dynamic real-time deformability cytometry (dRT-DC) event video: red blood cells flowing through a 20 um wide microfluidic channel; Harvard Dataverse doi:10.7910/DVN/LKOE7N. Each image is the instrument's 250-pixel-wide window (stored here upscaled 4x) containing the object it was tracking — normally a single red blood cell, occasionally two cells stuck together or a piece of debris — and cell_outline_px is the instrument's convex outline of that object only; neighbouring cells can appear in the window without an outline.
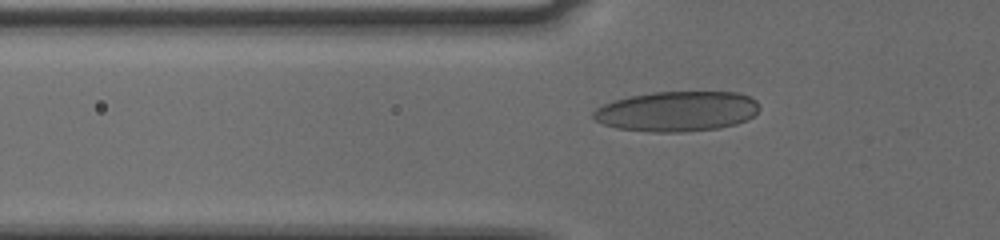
{"species": "human", "species_latin": "Homo sapiens", "temperature_condition": "cold", "stored_images_in_passage": 40, "camera_frame_rate_fps": 3000, "um_per_image_px": 0.085, "donor": {"sex": "male"}, "frame": {"image": 1, "passage_image": 6, "time_ms": 1.667, "image_size_px": [1000, 240], "cell_outline_px": [[760, 108], [748, 120], [736, 124], [716, 128], [680, 132], [652, 132], [616, 128], [604, 124], [596, 120], [592, 116], [592, 112], [596, 108], [604, 104], [628, 96], [652, 92], [736, 92], [748, 96], [756, 100], [760, 104]], "centroid_in_image_um": [57.55, 9.46], "position_along_channel_um": 68.3, "area_um2": 38.84}}
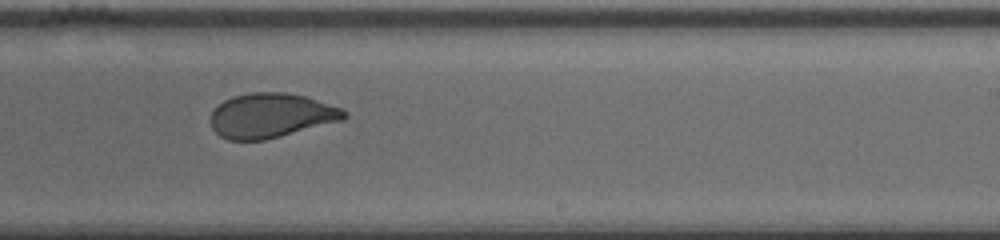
{"frame": {"image": 2, "passage_image": 22, "time_ms": 7.0, "image_size_px": [1000, 240], "cell_outline_px": [[348, 116], [344, 120], [264, 140], [228, 140], [220, 136], [212, 128], [208, 120], [212, 112], [224, 100], [232, 96], [252, 92], [288, 92], [304, 96], [344, 108], [348, 112]], "centroid_in_image_um": [23.05, 9.81], "position_along_channel_um": 266.0, "area_um2": 34.91}}
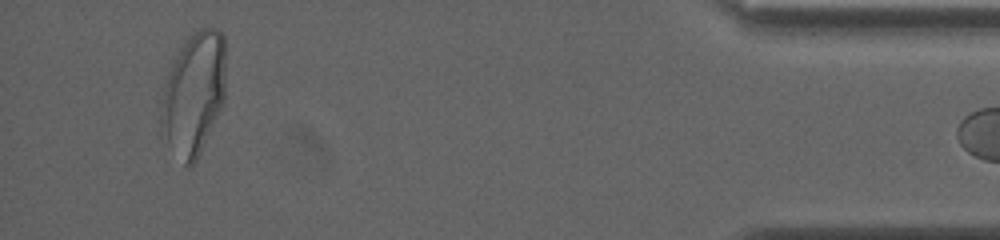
{"frame": {"image": 3, "passage_image": 39, "time_ms": 12.667, "image_size_px": [1000, 240], "cell_outline_px": [[224, 104], [196, 160], [192, 164], [184, 164], [168, 140], [160, 116], [164, 92], [172, 64], [180, 48], [188, 36], [196, 28], [216, 28], [224, 36]], "centroid_in_image_um": [16.52, 7.88], "position_along_channel_um": 418.7, "area_um2": 44.91}}